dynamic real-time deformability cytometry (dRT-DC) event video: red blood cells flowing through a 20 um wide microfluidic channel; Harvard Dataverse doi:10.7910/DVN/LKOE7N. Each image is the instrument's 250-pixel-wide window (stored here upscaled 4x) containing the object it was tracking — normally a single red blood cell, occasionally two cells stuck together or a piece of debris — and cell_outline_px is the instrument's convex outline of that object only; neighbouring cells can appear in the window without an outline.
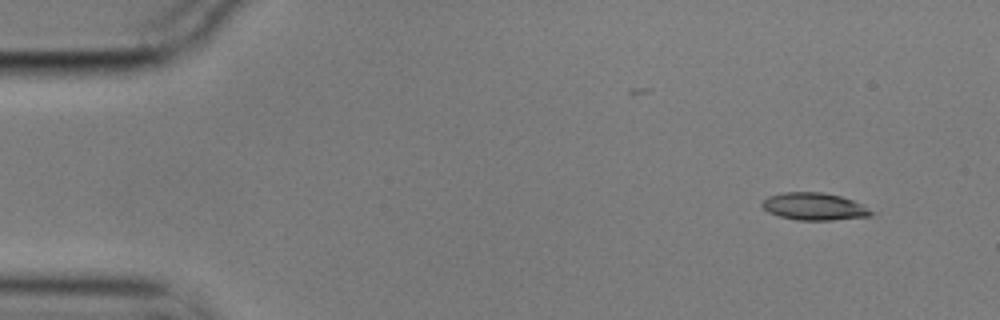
{"species": "common noctule bat (a hibernating species)", "species_latin": "Nyctalus noctula", "temperature_condition": "cold", "stored_images_in_passage": 5, "camera_frame_rate_fps": 3000, "um_per_image_px": 0.085, "animal": {"sex": "male", "body_mass_g": 17.9}, "frame": {"image": 1, "passage_image": 1, "time_ms": 0.0, "image_size_px": [1000, 320], "cell_outline_px": [[876, 212], [872, 216], [832, 220], [796, 220], [780, 216], [768, 212], [760, 204], [768, 196], [784, 192], [824, 192], [840, 196], [852, 200]], "centroid_in_image_um": [69.22, 17.55], "position_along_channel_um": 15.8, "area_um2": 17.4}}